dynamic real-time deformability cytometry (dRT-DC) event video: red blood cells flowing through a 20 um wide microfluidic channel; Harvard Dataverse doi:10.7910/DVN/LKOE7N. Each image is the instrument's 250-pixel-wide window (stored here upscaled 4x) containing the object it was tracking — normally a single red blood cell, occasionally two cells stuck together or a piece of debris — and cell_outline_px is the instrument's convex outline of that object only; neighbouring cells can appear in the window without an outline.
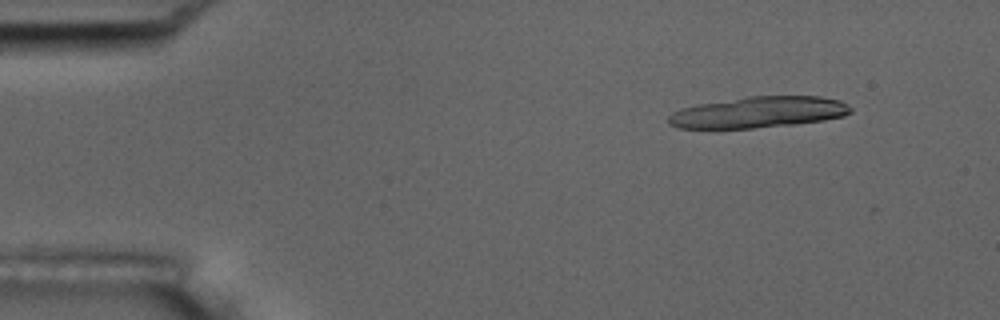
{"species": "common noctule bat (a hibernating species)", "species_latin": "Nyctalus noctula", "temperature_condition": "room temperature", "stored_images_in_passage": 7, "camera_frame_rate_fps": 3000, "um_per_image_px": 0.085, "animal": {"sex": "male", "body_mass_g": 17.5, "forearm_length_mm": 52.3}, "frame": {"image": 1, "passage_image": 2, "time_ms": 1.0, "image_size_px": [1000, 320], "cell_outline_px": [[852, 112], [844, 116], [824, 120], [796, 124], [752, 128], [676, 128], [668, 124], [668, 116], [672, 112], [680, 108], [696, 104], [748, 96], [820, 96], [840, 100], [848, 104], [852, 108]], "centroid_in_image_um": [64.47, 9.53], "position_along_channel_um": 20.5, "area_um2": 33.41}}